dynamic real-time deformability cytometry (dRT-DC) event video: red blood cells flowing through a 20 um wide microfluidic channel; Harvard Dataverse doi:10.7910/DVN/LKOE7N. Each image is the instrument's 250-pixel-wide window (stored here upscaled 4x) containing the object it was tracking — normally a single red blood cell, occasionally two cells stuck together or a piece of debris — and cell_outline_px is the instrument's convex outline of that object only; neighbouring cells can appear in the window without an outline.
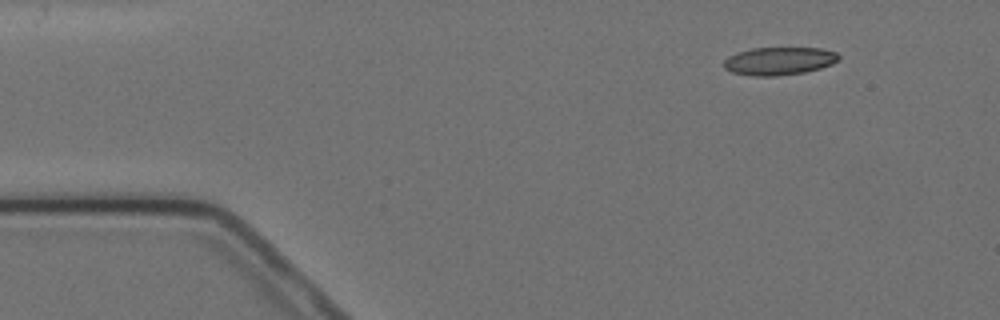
{"species": "Egyptian fruit bat (a non-hibernating species)", "species_latin": "Rousettus aegyptiacus", "temperature_condition": "cold", "stored_images_in_passage": 10, "camera_frame_rate_fps": 3000, "um_per_image_px": 0.085, "animal": {"sex": "female"}, "frame": {"image": 1, "passage_image": 1, "time_ms": 0.0, "image_size_px": [1000, 320], "cell_outline_px": [[840, 56], [832, 64], [820, 68], [804, 72], [776, 76], [752, 76], [732, 72], [724, 68], [724, 60], [728, 56], [736, 52], [752, 48], [820, 48], [836, 52]], "centroid_in_image_um": [66.19, 5.18], "position_along_channel_um": 18.8, "area_um2": 18.67}}
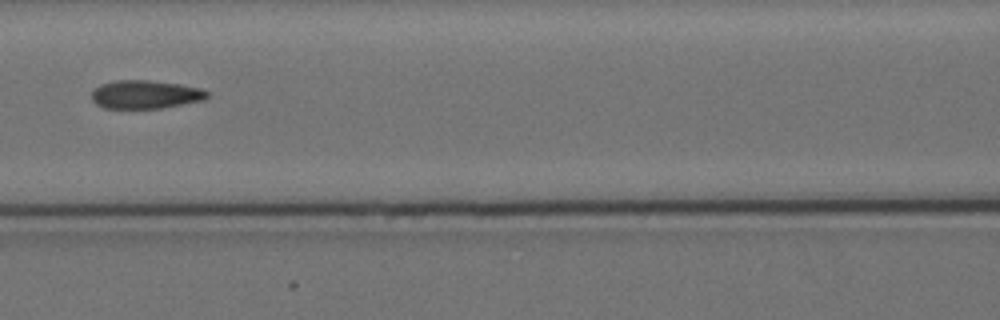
{"frame": {"image": 2, "passage_image": 6, "time_ms": 6.0, "image_size_px": [1000, 320], "cell_outline_px": [[208, 96], [204, 100], [160, 108], [104, 108], [96, 104], [92, 100], [92, 92], [100, 84], [116, 80], [148, 80], [180, 84], [200, 88], [208, 92]], "centroid_in_image_um": [12.34, 8.02], "position_along_channel_um": 154.3, "area_um2": 19.02}}
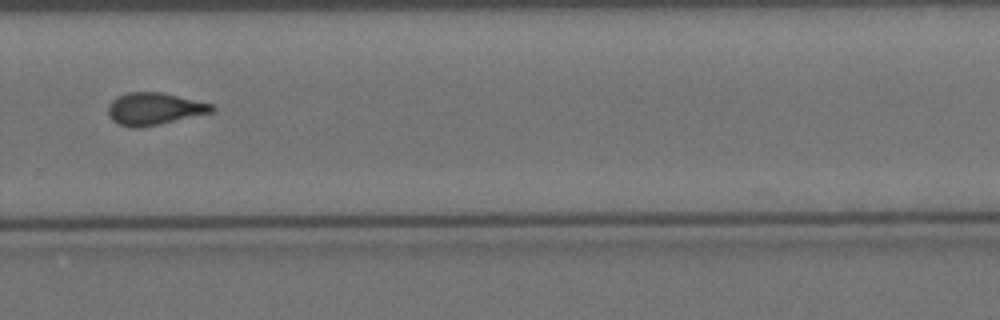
{"frame": {"image": 3, "passage_image": 10, "time_ms": 10.667, "image_size_px": [1000, 320], "cell_outline_px": [[216, 108], [212, 112], [160, 124], [140, 128], [128, 128], [116, 124], [108, 116], [108, 104], [116, 96], [128, 92], [160, 92], [212, 104]], "centroid_in_image_um": [13.04, 9.26], "position_along_channel_um": 316.8, "area_um2": 19.59}}